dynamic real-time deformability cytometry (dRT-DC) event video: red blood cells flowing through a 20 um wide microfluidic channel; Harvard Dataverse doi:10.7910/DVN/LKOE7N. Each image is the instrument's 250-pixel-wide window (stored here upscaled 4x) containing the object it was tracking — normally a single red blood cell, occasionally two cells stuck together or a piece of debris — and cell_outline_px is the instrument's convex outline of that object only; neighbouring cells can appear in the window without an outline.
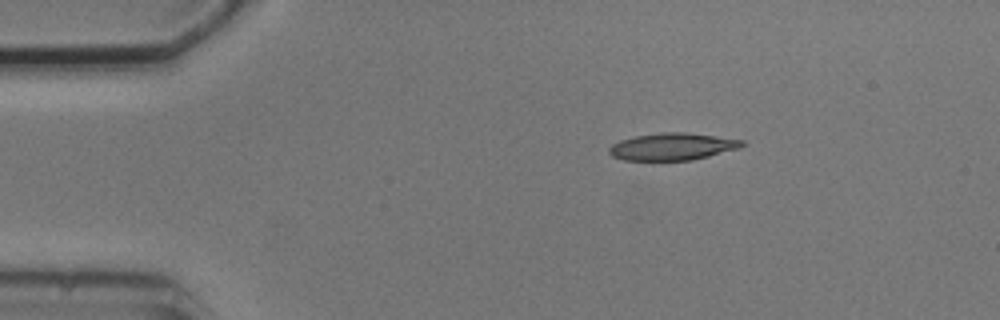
{"species": "common noctule bat (a hibernating species)", "species_latin": "Nyctalus noctula", "temperature_condition": "cold", "stored_images_in_passage": 8, "camera_frame_rate_fps": 3000, "um_per_image_px": 0.085, "animal": {"sex": "male", "body_mass_g": 20.5, "forearm_length_mm": 52.5}, "frame": {"image": 1, "passage_image": 1, "time_ms": 0.0, "image_size_px": [1000, 320], "cell_outline_px": [[744, 144], [740, 148], [692, 160], [624, 160], [612, 156], [608, 152], [608, 148], [612, 144], [620, 140], [636, 136], [664, 132], [684, 132], [744, 140]], "centroid_in_image_um": [57.13, 12.46], "position_along_channel_um": 27.9, "area_um2": 20.87}}
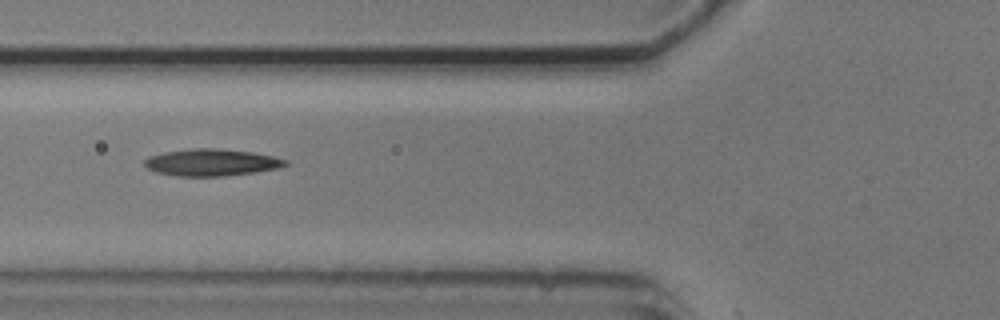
{"frame": {"image": 2, "passage_image": 4, "time_ms": 3.667, "image_size_px": [1000, 320], "cell_outline_px": [[288, 164], [280, 168], [224, 176], [176, 176], [156, 172], [148, 168], [144, 164], [144, 160], [148, 156], [164, 152], [192, 148], [216, 148], [252, 152], [272, 156], [288, 160]], "centroid_in_image_um": [17.96, 13.8], "position_along_channel_um": 107.8, "area_um2": 22.08}}
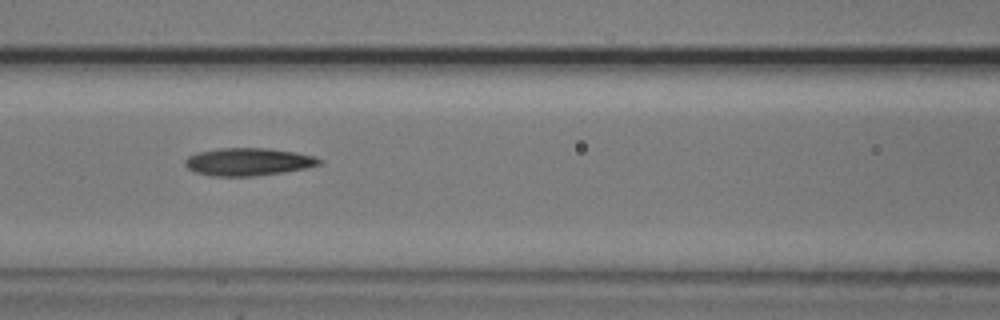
{"frame": {"image": 3, "passage_image": 5, "time_ms": 4.667, "image_size_px": [1000, 320], "cell_outline_px": [[324, 160], [320, 164], [304, 168], [284, 172], [252, 176], [212, 176], [196, 172], [188, 168], [184, 164], [184, 160], [188, 156], [200, 152], [220, 148], [268, 148], [296, 152], [316, 156]], "centroid_in_image_um": [21.12, 13.75], "position_along_channel_um": 145.5, "area_um2": 21.62}}